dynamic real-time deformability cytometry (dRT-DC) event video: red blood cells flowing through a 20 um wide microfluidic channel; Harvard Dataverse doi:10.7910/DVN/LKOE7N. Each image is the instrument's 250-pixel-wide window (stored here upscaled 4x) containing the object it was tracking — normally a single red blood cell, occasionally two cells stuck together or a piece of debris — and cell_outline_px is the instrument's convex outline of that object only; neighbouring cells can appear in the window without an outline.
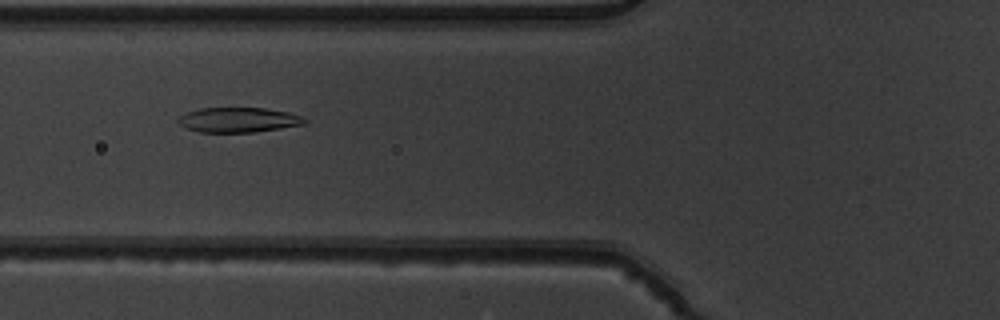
{"species": "common noctule bat (a hibernating species)", "species_latin": "Nyctalus noctula", "temperature_condition": "warm", "stored_images_in_passage": 7, "camera_frame_rate_fps": 3000, "um_per_image_px": 0.085, "animal": {"sex": "male", "body_mass_g": 19.5, "forearm_length_mm": 54.6}, "frame": {"image": 1, "passage_image": 6, "time_ms": 1.667, "image_size_px": [1000, 320], "cell_outline_px": [[308, 120], [304, 124], [280, 128], [252, 132], [200, 132], [184, 128], [176, 120], [180, 116], [188, 112], [200, 108], [264, 108], [288, 112], [304, 116]], "centroid_in_image_um": [20.27, 10.19], "position_along_channel_um": 105.5, "area_um2": 18.32}}
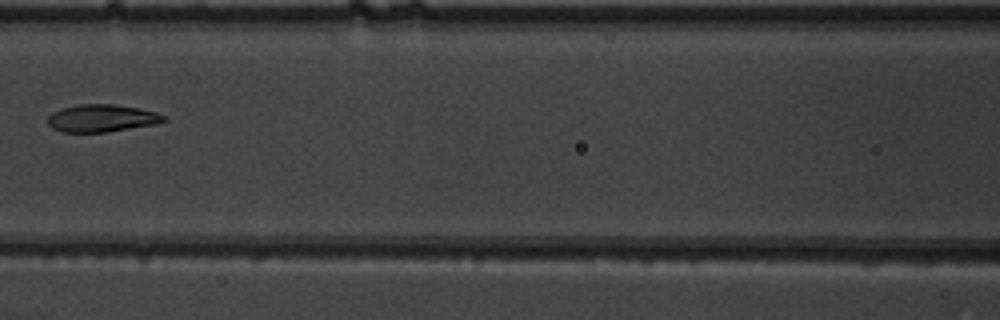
{"frame": {"image": 2, "passage_image": 7, "time_ms": 2.0, "image_size_px": [1000, 320], "cell_outline_px": [[168, 120], [156, 124], [108, 132], [64, 132], [52, 128], [48, 124], [48, 116], [52, 112], [60, 108], [80, 104], [116, 104], [140, 108], [156, 112], [168, 116]], "centroid_in_image_um": [8.69, 10.04], "position_along_channel_um": 157.9, "area_um2": 18.84}}